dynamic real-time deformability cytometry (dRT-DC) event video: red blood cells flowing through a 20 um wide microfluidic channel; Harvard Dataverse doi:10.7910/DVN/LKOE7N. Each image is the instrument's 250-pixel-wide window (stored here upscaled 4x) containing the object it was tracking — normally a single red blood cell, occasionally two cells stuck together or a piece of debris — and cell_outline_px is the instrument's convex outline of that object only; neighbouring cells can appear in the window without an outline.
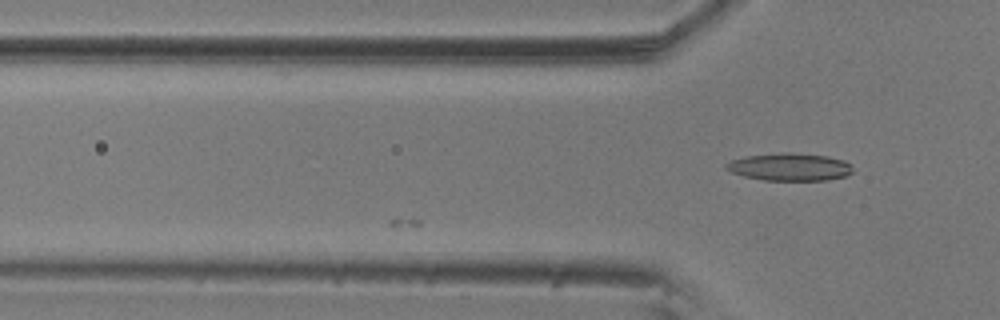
{"species": "common noctule bat (a hibernating species)", "species_latin": "Nyctalus noctula", "temperature_condition": "room temperature", "stored_images_in_passage": 11, "camera_frame_rate_fps": 3000, "um_per_image_px": 0.085, "animal": {"sex": "male", "body_mass_g": 20.5, "forearm_length_mm": 52.5}, "frame": {"image": 1, "passage_image": 11, "time_ms": 3.333, "image_size_px": [1000, 320], "cell_outline_px": [[852, 172], [844, 176], [828, 180], [764, 180], [744, 176], [732, 172], [724, 168], [724, 164], [732, 160], [744, 156], [780, 152], [792, 152], [828, 156], [844, 160], [852, 164]], "centroid_in_image_um": [67.12, 14.17], "position_along_channel_um": 58.7, "area_um2": 20.52}}